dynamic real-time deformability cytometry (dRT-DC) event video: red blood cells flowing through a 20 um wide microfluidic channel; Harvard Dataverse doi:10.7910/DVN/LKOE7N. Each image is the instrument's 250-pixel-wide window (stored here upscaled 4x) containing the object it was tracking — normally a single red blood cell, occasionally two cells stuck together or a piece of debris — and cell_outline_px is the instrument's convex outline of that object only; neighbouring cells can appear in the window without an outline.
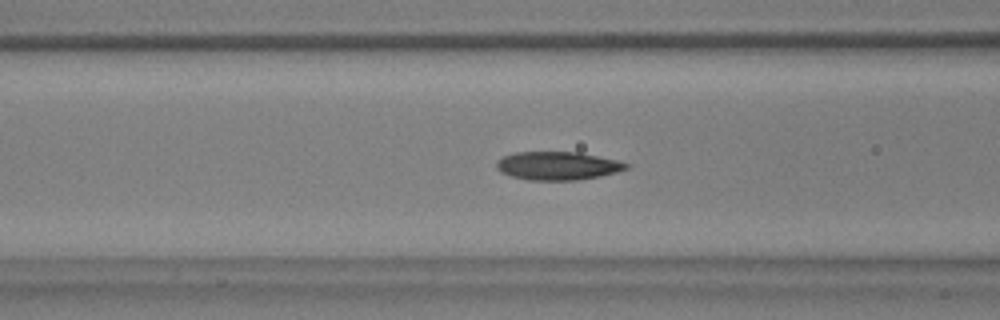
{"species": "common noctule bat (a hibernating species)", "species_latin": "Nyctalus noctula", "temperature_condition": "warm", "stored_images_in_passage": 42, "camera_frame_rate_fps": 3000, "um_per_image_px": 0.085, "animal": {"sex": "male", "body_mass_g": 17.9, "forearm_length_mm": 54.2}, "frame": {"image": 1, "passage_image": 9, "time_ms": 2.667, "image_size_px": [1000, 320], "cell_outline_px": [[628, 168], [616, 172], [600, 176], [576, 180], [528, 180], [512, 176], [500, 172], [496, 168], [496, 160], [504, 156], [516, 152], [576, 152], [616, 160], [628, 164]], "centroid_in_image_um": [47.35, 14.09], "position_along_channel_um": 119.3, "area_um2": 21.21}}
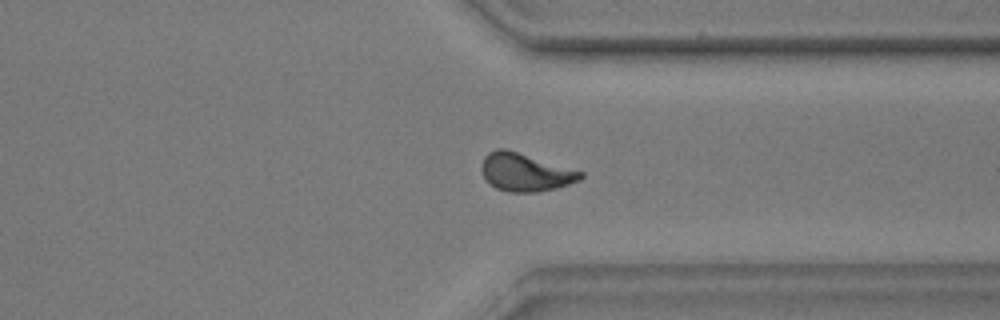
{"frame": {"image": 2, "passage_image": 29, "time_ms": 9.333, "image_size_px": [1000, 320], "cell_outline_px": [[584, 176], [580, 180], [556, 188], [540, 192], [508, 192], [496, 188], [484, 180], [480, 168], [484, 156], [488, 152], [496, 148], [504, 148], [584, 172]], "centroid_in_image_um": [44.61, 14.65], "position_along_channel_um": 366.8, "area_um2": 22.02}}
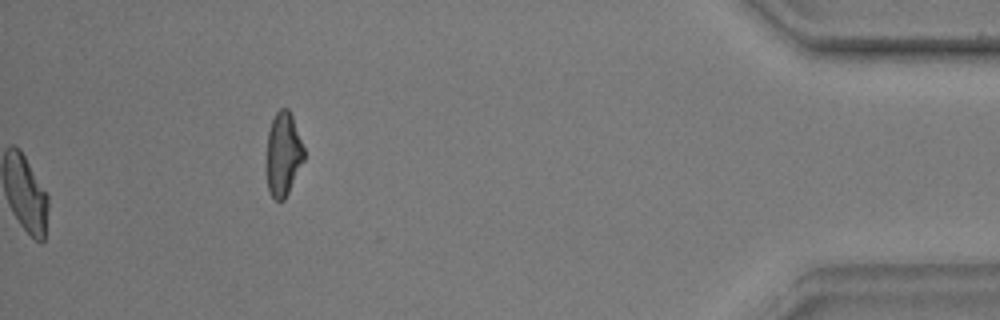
{"frame": {"image": 3, "passage_image": 42, "time_ms": 13.667, "image_size_px": [1000, 320], "cell_outline_px": [[304, 160], [284, 200], [276, 200], [272, 196], [268, 188], [264, 168], [268, 132], [272, 120], [276, 112], [280, 108], [288, 108], [292, 116], [304, 148]], "centroid_in_image_um": [24.03, 13.11], "position_along_channel_um": 411.2, "area_um2": 18.55}, "authors_computed_cell_mechanics": {"area_um2": 21.2415, "velocity_mm_per_s": 3.7178, "shape_relaxation_time_tau1_ms": 4.0428, "shape_relaxation_time_tau2_ms": 1.9024, "deformation_change_tau1": 0.1579, "deformation_change_tau2": 0.0683}}